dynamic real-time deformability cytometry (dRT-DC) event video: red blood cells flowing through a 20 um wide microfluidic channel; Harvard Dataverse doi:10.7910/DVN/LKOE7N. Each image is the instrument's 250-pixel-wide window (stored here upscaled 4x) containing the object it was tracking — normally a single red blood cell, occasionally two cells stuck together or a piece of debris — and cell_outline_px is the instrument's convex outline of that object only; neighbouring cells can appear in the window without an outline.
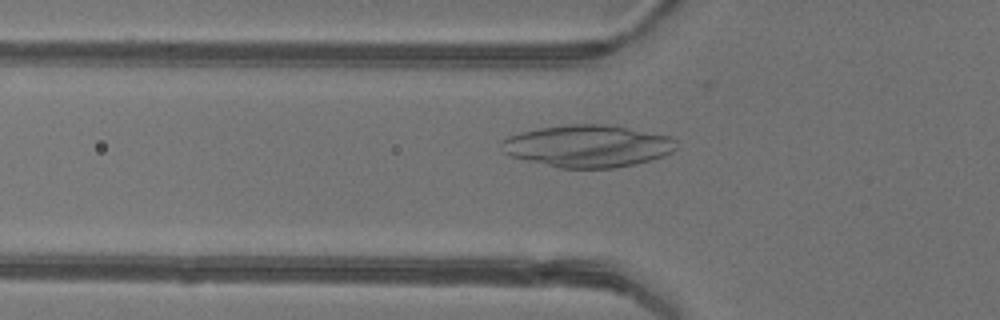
{"species": "common noctule bat (a hibernating species)", "species_latin": "Nyctalus noctula", "temperature_condition": "warm", "stored_images_in_passage": 31, "camera_frame_rate_fps": 3000, "um_per_image_px": 0.085, "animal": {"sex": "female"}, "frame": {"image": 1, "passage_image": 6, "time_ms": 1.667, "image_size_px": [1000, 320], "cell_outline_px": [[676, 148], [672, 152], [664, 156], [652, 160], [636, 164], [616, 168], [560, 168], [512, 156], [504, 152], [500, 144], [500, 140], [508, 136], [520, 132], [540, 128], [572, 124], [604, 124], [628, 128], [672, 136], [676, 140]], "centroid_in_image_um": [49.99, 12.41], "position_along_channel_um": 75.8, "area_um2": 43.0}}
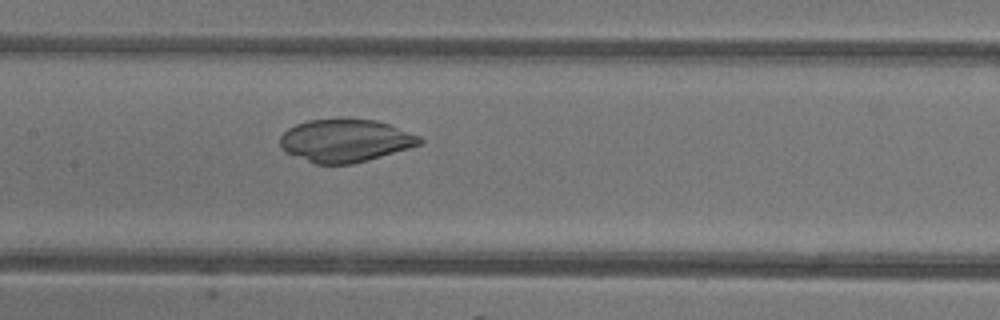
{"frame": {"image": 2, "passage_image": 13, "time_ms": 4.0, "image_size_px": [1000, 320], "cell_outline_px": [[424, 140], [420, 144], [408, 148], [368, 160], [352, 164], [312, 164], [284, 152], [280, 148], [280, 136], [288, 128], [296, 124], [308, 120], [340, 116], [376, 120], [388, 124], [420, 136]], "centroid_in_image_um": [29.29, 11.92], "position_along_channel_um": 178.1, "area_um2": 35.6}}
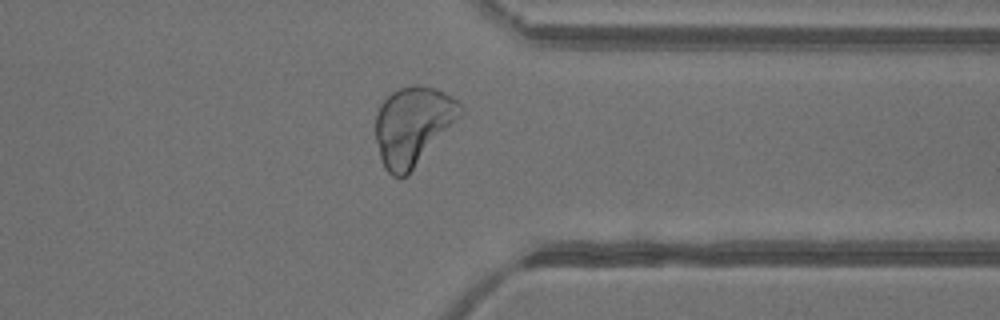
{"frame": {"image": 3, "passage_image": 27, "time_ms": 8.667, "image_size_px": [1000, 320], "cell_outline_px": [[464, 112], [408, 176], [392, 176], [384, 168], [380, 160], [376, 140], [376, 112], [380, 104], [392, 92], [400, 88], [412, 84], [416, 84], [436, 88], [460, 100], [464, 108]], "centroid_in_image_um": [35.11, 10.68], "position_along_channel_um": 376.3, "area_um2": 39.19}}